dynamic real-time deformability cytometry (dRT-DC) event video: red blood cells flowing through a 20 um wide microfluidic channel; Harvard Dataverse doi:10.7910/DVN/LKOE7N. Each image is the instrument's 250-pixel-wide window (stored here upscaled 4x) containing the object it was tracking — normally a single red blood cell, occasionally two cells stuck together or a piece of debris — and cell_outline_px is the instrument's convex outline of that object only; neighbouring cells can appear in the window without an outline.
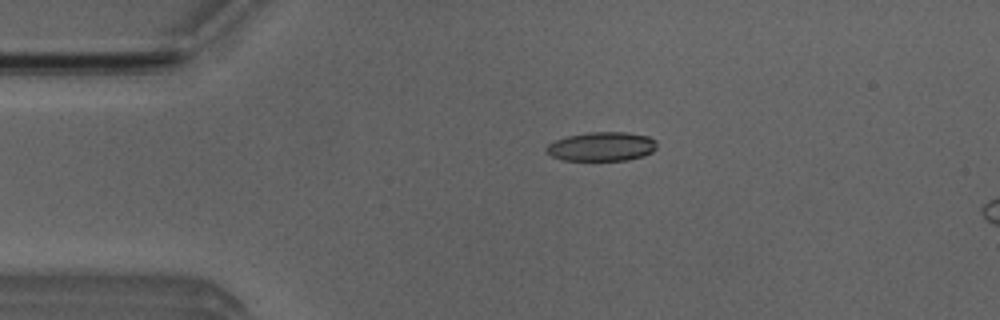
{"species": "Egyptian fruit bat (a non-hibernating species)", "species_latin": "Rousettus aegyptiacus", "temperature_condition": "room temperature", "stored_images_in_passage": 43, "segment_of_instrument_passage": [1, 2], "camera_frame_rate_fps": 3000, "um_per_image_px": 0.085, "animal": {"sex": "male"}, "frame": {"image": 1, "passage_image": 1, "time_ms": 0.0, "image_size_px": [1000, 320], "cell_outline_px": [[656, 148], [652, 152], [644, 156], [628, 160], [564, 160], [552, 156], [544, 152], [544, 148], [548, 144], [556, 140], [568, 136], [588, 132], [628, 132], [648, 136], [656, 140]], "centroid_in_image_um": [51.14, 12.45], "position_along_channel_um": 33.9, "area_um2": 18.84}}
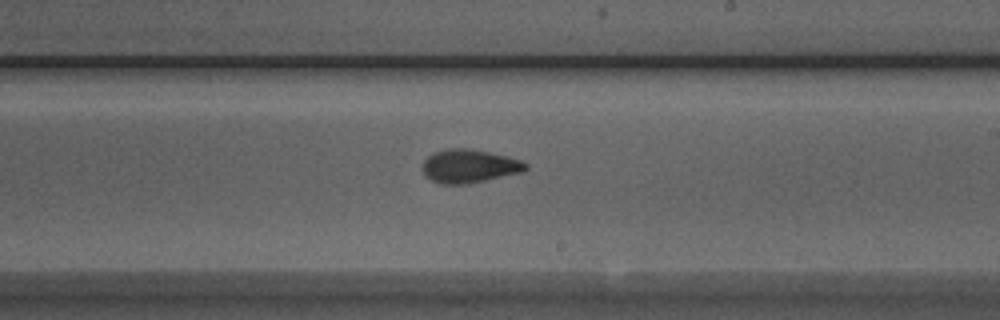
{"frame": {"image": 2, "passage_image": 20, "time_ms": 6.333, "image_size_px": [1000, 320], "cell_outline_px": [[528, 168], [524, 172], [468, 184], [440, 184], [424, 176], [420, 168], [424, 160], [428, 156], [436, 152], [448, 148], [464, 148], [488, 152], [508, 156], [520, 160], [528, 164]], "centroid_in_image_um": [39.87, 14.13], "position_along_channel_um": 249.1, "area_um2": 20.29}}
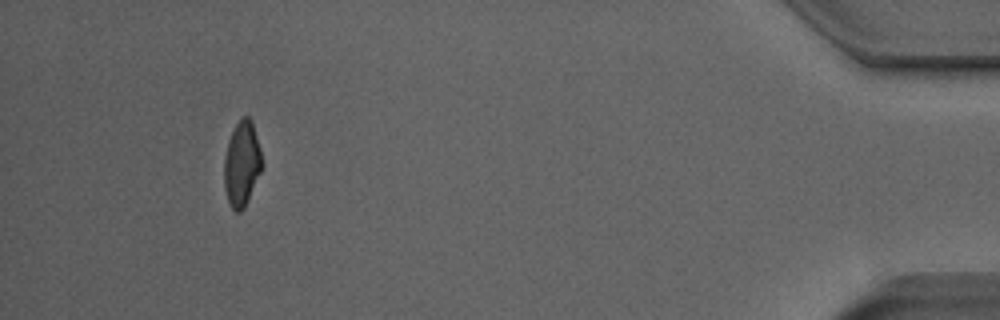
{"frame": {"image": 3, "passage_image": 38, "time_ms": 12.333, "image_size_px": [1000, 320], "cell_outline_px": [[264, 164], [248, 200], [244, 208], [240, 212], [236, 212], [228, 204], [224, 188], [224, 156], [228, 140], [240, 116], [248, 116], [252, 120], [260, 148]], "centroid_in_image_um": [20.55, 13.92], "position_along_channel_um": 414.6, "area_um2": 19.07}}